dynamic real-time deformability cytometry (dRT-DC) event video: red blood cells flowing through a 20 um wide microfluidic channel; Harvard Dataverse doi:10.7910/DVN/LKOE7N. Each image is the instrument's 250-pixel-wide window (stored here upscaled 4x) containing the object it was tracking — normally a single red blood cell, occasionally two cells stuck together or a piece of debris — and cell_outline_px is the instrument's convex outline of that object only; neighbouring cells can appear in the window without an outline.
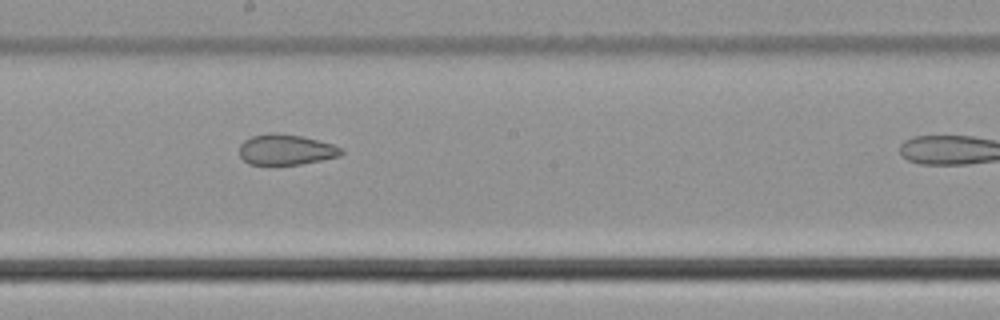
{"species": "common noctule bat (a hibernating species)", "species_latin": "Nyctalus noctula", "temperature_condition": "cold", "stored_images_in_passage": 29, "camera_frame_rate_fps": 3000, "um_per_image_px": 0.085, "animal": {"sex": "male", "body_mass_g": 21.5, "forearm_length_mm": 52.0}, "frame": {"image": 1, "passage_image": 25, "time_ms": 8.0, "image_size_px": [1000, 320], "cell_outline_px": [[344, 152], [340, 156], [300, 164], [248, 164], [240, 156], [240, 144], [244, 140], [252, 136], [268, 132], [276, 132], [300, 136], [332, 144], [344, 148]], "centroid_in_image_um": [24.3, 12.71], "position_along_channel_um": 223.9, "area_um2": 18.09}}